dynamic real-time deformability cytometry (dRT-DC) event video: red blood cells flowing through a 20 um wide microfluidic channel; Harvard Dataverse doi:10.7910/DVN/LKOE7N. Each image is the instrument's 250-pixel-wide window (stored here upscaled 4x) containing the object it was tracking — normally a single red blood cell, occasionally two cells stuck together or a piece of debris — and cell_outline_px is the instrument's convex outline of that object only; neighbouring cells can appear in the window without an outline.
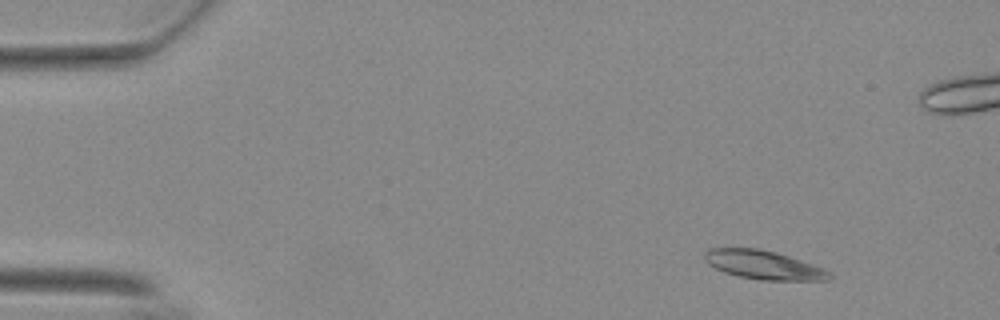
{"species": "Egyptian fruit bat (a non-hibernating species)", "species_latin": "Rousettus aegyptiacus", "temperature_condition": "warm", "stored_images_in_passage": 51, "camera_frame_rate_fps": 3000, "um_per_image_px": 0.085, "animal": {"sex": "female"}, "frame": {"image": 1, "passage_image": 1, "time_ms": 0.0, "image_size_px": [1000, 320], "cell_outline_px": [[832, 276], [828, 280], [760, 280], [740, 276], [724, 272], [708, 264], [704, 260], [704, 252], [708, 248], [760, 248], [776, 252], [812, 264], [828, 272]], "centroid_in_image_um": [64.84, 22.51], "position_along_channel_um": 20.2, "area_um2": 20.69}}
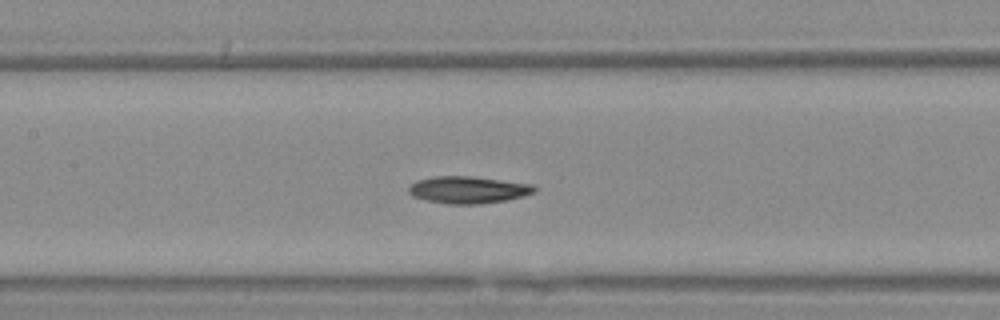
{"frame": {"image": 2, "passage_image": 21, "time_ms": 6.667, "image_size_px": [1000, 320], "cell_outline_px": [[536, 192], [524, 196], [504, 200], [480, 204], [448, 204], [428, 200], [412, 196], [408, 192], [408, 188], [416, 180], [436, 176], [472, 176], [532, 184], [536, 188]], "centroid_in_image_um": [39.79, 16.13], "position_along_channel_um": 167.6, "area_um2": 19.77}}
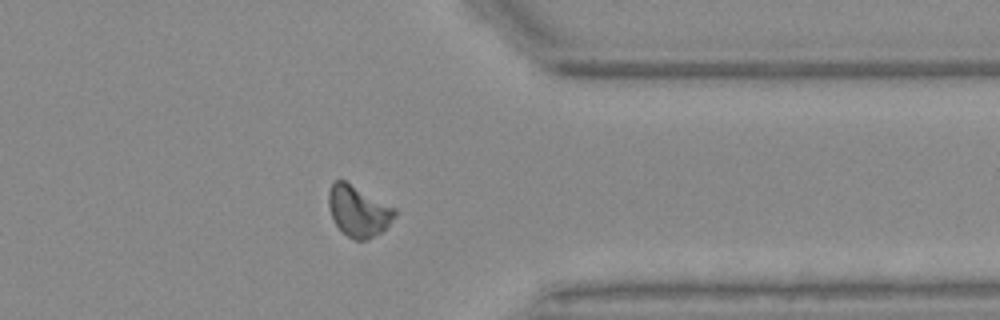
{"frame": {"image": 3, "passage_image": 39, "time_ms": 12.667, "image_size_px": [1000, 320], "cell_outline_px": [[396, 212], [388, 224], [380, 232], [364, 240], [352, 240], [336, 224], [332, 216], [328, 204], [328, 192], [332, 184], [336, 180], [344, 180], [396, 208]], "centroid_in_image_um": [30.44, 17.92], "position_along_channel_um": 381.0, "area_um2": 19.13}, "authors_computed_cell_mechanics": {"area_um2": 19.4786, "velocity_mm_per_s": 3.6863, "shape_relaxation_time_tau1_ms": 8.2628, "shape_relaxation_time_tau2_ms": 7.0639, "deformation_change_tau1": 0.1657, "deformation_change_tau2": 0.1323}}